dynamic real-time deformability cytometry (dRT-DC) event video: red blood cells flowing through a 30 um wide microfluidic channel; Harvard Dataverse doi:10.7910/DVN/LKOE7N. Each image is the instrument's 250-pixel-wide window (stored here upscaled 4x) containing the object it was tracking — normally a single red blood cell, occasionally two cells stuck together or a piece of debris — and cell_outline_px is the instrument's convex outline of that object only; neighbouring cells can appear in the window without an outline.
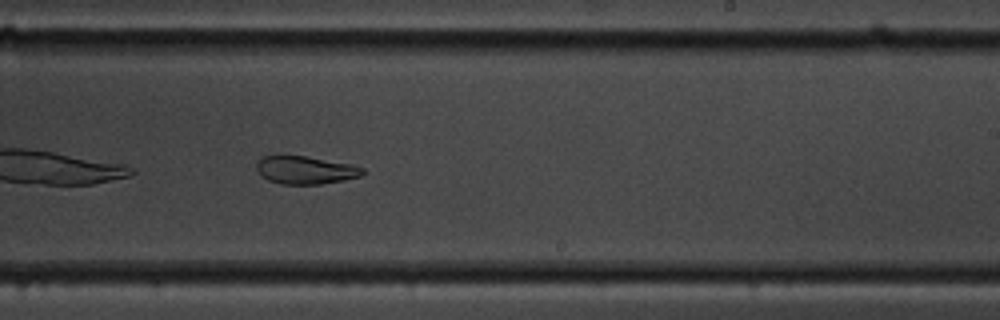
{"species": "common noctule bat (a hibernating species)", "species_latin": "Nyctalus noctula", "temperature_condition": "cold", "stored_images_in_passage": 42, "camera_frame_rate_fps": 3000, "um_per_image_px": 0.085, "animal": {"sex": "male", "body_mass_g": 19.5, "forearm_length_mm": 54.6}, "frame": {"image": 1, "passage_image": 19, "time_ms": 6.0, "image_size_px": [1000, 320], "cell_outline_px": [[364, 172], [360, 176], [344, 180], [320, 184], [280, 184], [268, 180], [260, 176], [256, 168], [256, 164], [260, 156], [304, 156], [352, 164], [364, 168]], "centroid_in_image_um": [25.93, 14.46], "position_along_channel_um": 263.1, "area_um2": 17.28}, "authors_computed_cell_mechanics": {"area_um2": 19.4497, "velocity_mm_per_s": 3.385, "shape_relaxation_time_tau1_ms": null, "shape_relaxation_time_tau2_ms": 5.1167, "deformation_change_tau1": null, "deformation_change_tau2": 0.1091}}